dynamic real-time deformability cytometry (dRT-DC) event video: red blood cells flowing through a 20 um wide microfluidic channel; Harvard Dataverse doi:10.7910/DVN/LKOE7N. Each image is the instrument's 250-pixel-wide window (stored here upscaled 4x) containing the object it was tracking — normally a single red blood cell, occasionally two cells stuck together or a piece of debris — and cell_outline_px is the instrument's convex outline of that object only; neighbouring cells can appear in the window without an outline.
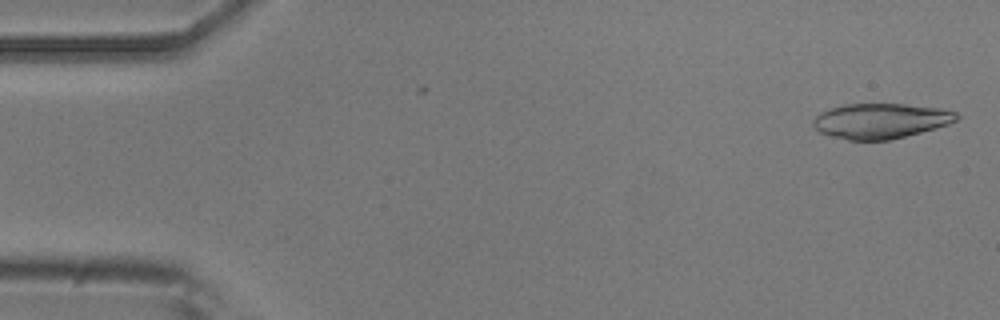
{"species": "common noctule bat (a hibernating species)", "species_latin": "Nyctalus noctula", "temperature_condition": "room temperature", "stored_images_in_passage": 8, "camera_frame_rate_fps": 3000, "um_per_image_px": 0.085, "animal": {"sex": "male", "body_mass_g": 20.5, "forearm_length_mm": 52.5}, "frame": {"image": 1, "passage_image": 2, "time_ms": 0.333, "image_size_px": [1000, 320], "cell_outline_px": [[960, 116], [956, 120], [948, 124], [920, 132], [888, 140], [848, 140], [832, 136], [820, 132], [812, 124], [812, 120], [820, 112], [844, 104], [904, 104], [936, 108], [956, 112]], "centroid_in_image_um": [74.82, 10.27], "position_along_channel_um": 10.2, "area_um2": 29.02}}